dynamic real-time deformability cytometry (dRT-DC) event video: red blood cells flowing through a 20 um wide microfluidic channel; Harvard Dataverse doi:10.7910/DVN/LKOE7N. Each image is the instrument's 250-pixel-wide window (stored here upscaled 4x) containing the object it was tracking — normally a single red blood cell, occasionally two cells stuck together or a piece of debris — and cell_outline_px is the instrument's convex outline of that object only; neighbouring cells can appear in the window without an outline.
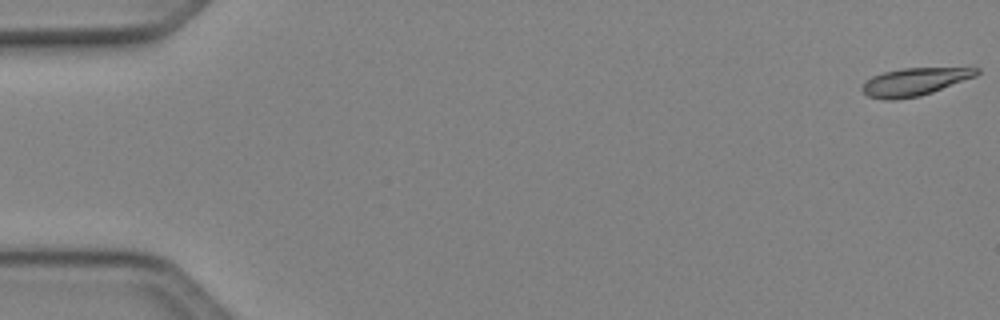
{"species": "Egyptian fruit bat (a non-hibernating species)", "species_latin": "Rousettus aegyptiacus", "temperature_condition": "cold", "stored_images_in_passage": 11, "camera_frame_rate_fps": 3000, "um_per_image_px": 0.085, "animal": {"sex": "female"}, "frame": {"image": 1, "passage_image": 1, "time_ms": 0.0, "image_size_px": [1000, 320], "cell_outline_px": [[980, 72], [976, 76], [932, 92], [920, 96], [892, 100], [884, 100], [868, 96], [860, 88], [872, 76], [884, 72], [900, 68], [980, 68]], "centroid_in_image_um": [77.73, 6.95], "position_along_channel_um": 7.3, "area_um2": 18.32}}